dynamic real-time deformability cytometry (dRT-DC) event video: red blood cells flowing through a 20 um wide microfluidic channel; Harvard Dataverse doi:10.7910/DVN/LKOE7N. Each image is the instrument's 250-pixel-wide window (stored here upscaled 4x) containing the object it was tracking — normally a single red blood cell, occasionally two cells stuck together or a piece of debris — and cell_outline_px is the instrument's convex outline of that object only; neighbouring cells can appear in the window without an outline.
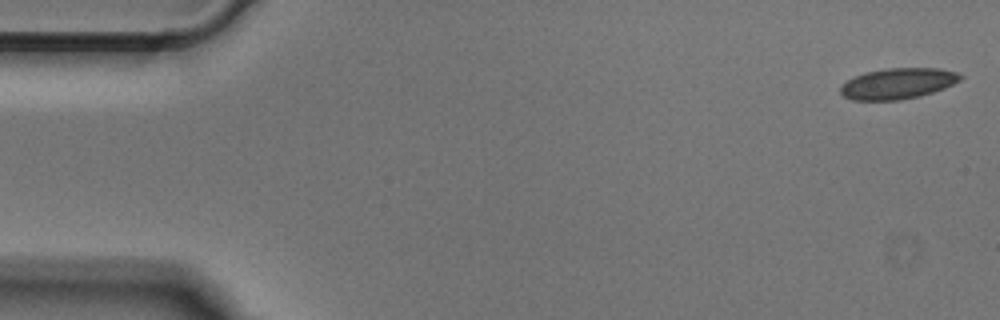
{"species": "Egyptian fruit bat (a non-hibernating species)", "species_latin": "Rousettus aegyptiacus", "temperature_condition": "cold", "stored_images_in_passage": 50, "camera_frame_rate_fps": 3000, "um_per_image_px": 0.085, "animal": {"sex": "male"}, "frame": {"image": 1, "passage_image": 1, "time_ms": 0.0, "image_size_px": [1000, 320], "cell_outline_px": [[964, 76], [960, 80], [944, 88], [920, 96], [900, 100], [852, 100], [844, 96], [840, 92], [840, 88], [848, 80], [856, 76], [868, 72], [888, 68], [940, 68], [956, 72]], "centroid_in_image_um": [76.34, 7.1], "position_along_channel_um": 8.7, "area_um2": 21.33}}
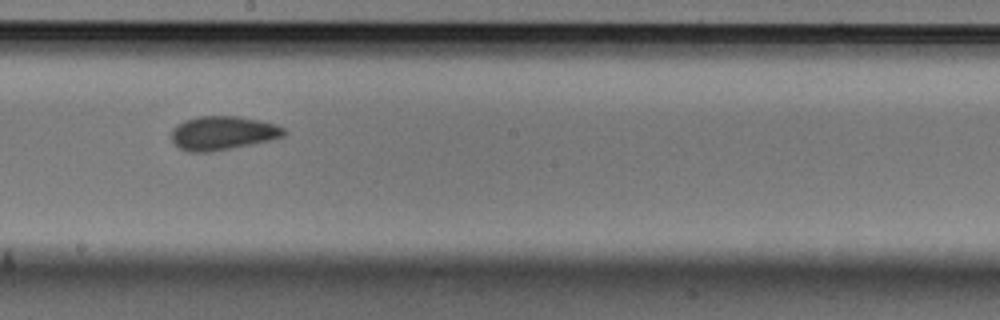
{"frame": {"image": 2, "passage_image": 27, "time_ms": 8.667, "image_size_px": [1000, 320], "cell_outline_px": [[288, 132], [284, 136], [268, 140], [208, 152], [188, 152], [180, 148], [172, 140], [172, 128], [176, 124], [184, 120], [200, 116], [236, 116], [276, 124], [284, 128]], "centroid_in_image_um": [18.9, 11.29], "position_along_channel_um": 229.3, "area_um2": 21.85}}
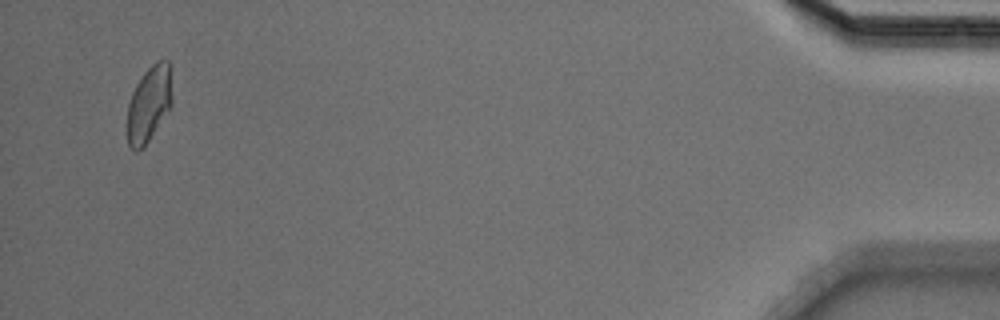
{"frame": {"image": 3, "passage_image": 48, "time_ms": 15.667, "image_size_px": [1000, 320], "cell_outline_px": [[172, 104], [144, 148], [136, 152], [128, 144], [128, 104], [132, 92], [136, 84], [144, 72], [156, 60], [168, 60], [172, 64]], "centroid_in_image_um": [12.7, 8.78], "position_along_channel_um": 422.5, "area_um2": 20.11}}